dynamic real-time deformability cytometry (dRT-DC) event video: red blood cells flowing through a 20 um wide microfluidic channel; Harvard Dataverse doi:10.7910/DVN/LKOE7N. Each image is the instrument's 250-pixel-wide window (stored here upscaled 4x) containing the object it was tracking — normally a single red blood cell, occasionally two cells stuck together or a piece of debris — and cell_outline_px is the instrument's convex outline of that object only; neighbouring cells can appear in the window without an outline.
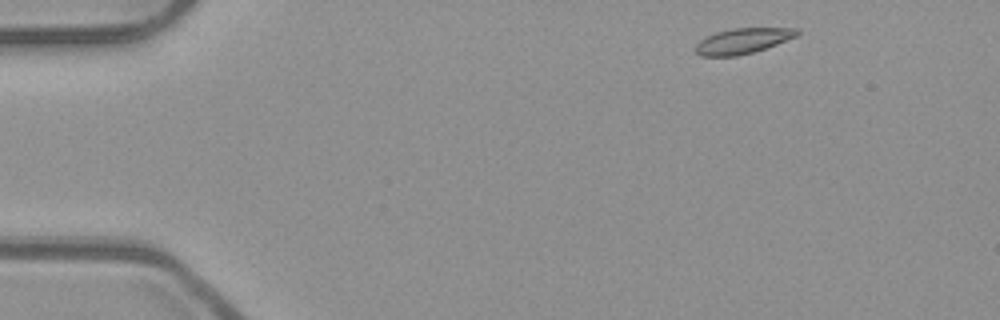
{"species": "common noctule bat (a hibernating species)", "species_latin": "Nyctalus noctula", "temperature_condition": "room temperature", "stored_images_in_passage": 48, "camera_frame_rate_fps": 3000, "um_per_image_px": 0.085, "animal": {"sex": "male", "body_mass_g": 23.1, "forearm_length_mm": 52.7}, "frame": {"image": 1, "passage_image": 2, "time_ms": 0.333, "image_size_px": [1000, 320], "cell_outline_px": [[800, 36], [752, 52], [736, 56], [700, 56], [692, 48], [704, 36], [716, 32], [732, 28], [800, 28]], "centroid_in_image_um": [63.12, 3.47], "position_along_channel_um": 21.9, "area_um2": 15.26}}
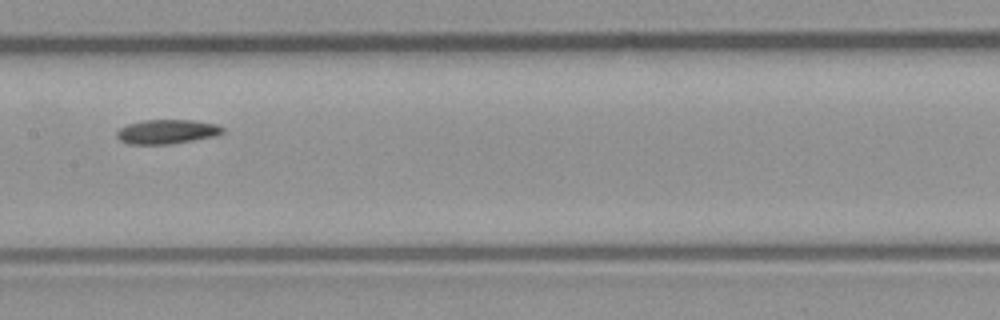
{"frame": {"image": 2, "passage_image": 22, "time_ms": 7.0, "image_size_px": [1000, 320], "cell_outline_px": [[224, 132], [216, 136], [168, 144], [128, 144], [120, 140], [116, 136], [116, 132], [120, 128], [128, 124], [144, 120], [196, 120], [216, 124], [224, 128]], "centroid_in_image_um": [14.19, 11.19], "position_along_channel_um": 193.2, "area_um2": 14.97}}
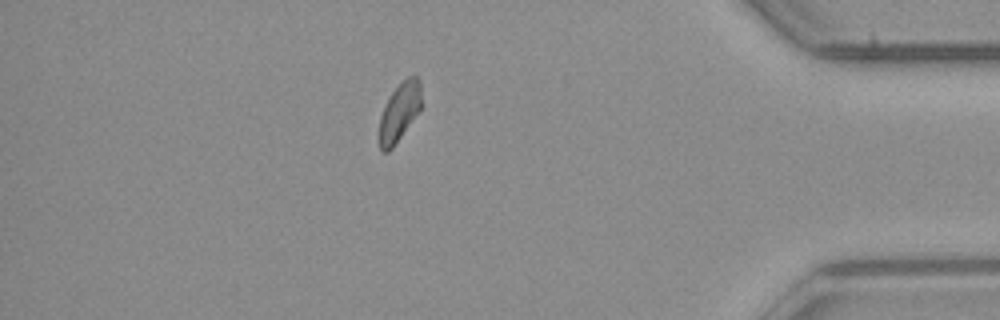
{"frame": {"image": 3, "passage_image": 41, "time_ms": 13.333, "image_size_px": [1000, 320], "cell_outline_px": [[420, 108], [392, 148], [388, 152], [380, 152], [380, 116], [392, 92], [408, 76], [416, 76], [420, 80]], "centroid_in_image_um": [33.94, 9.53], "position_along_channel_um": 401.3, "area_um2": 13.64}, "authors_computed_cell_mechanics": {"area_um2": 15.2014, "velocity_mm_per_s": 3.9301, "shape_relaxation_time_tau1_ms": 7.3424, "shape_relaxation_time_tau2_ms": null, "deformation_change_tau1": 0.1394, "deformation_change_tau2": null}}